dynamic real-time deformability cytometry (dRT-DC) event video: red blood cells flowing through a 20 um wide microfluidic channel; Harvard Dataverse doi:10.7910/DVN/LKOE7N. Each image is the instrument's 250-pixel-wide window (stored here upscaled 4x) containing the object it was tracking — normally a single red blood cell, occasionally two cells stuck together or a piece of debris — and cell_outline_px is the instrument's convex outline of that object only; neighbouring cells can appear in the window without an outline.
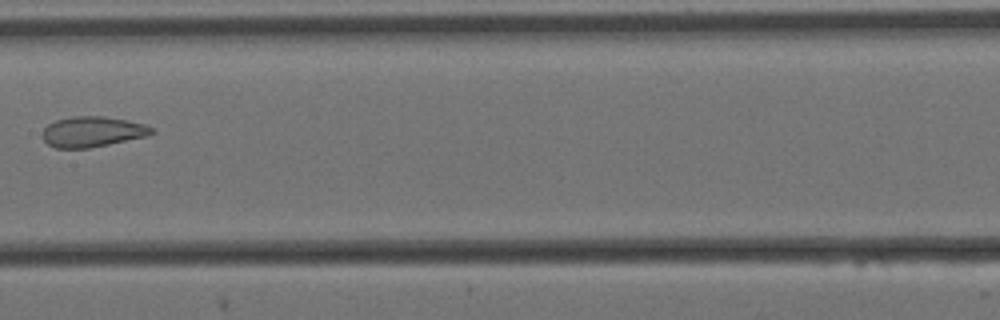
{"species": "Egyptian fruit bat (a non-hibernating species)", "species_latin": "Rousettus aegyptiacus", "temperature_condition": "cold", "stored_images_in_passage": 12, "camera_frame_rate_fps": 3000, "um_per_image_px": 0.085, "animal": {"sex": "female"}, "frame": {"image": 1, "passage_image": 7, "time_ms": 2.0, "image_size_px": [1000, 320], "cell_outline_px": [[152, 132], [148, 136], [88, 148], [56, 148], [48, 144], [40, 136], [40, 132], [48, 124], [56, 120], [72, 116], [104, 116], [148, 124], [152, 128]], "centroid_in_image_um": [7.82, 11.19], "position_along_channel_um": 199.6, "area_um2": 19.48}}
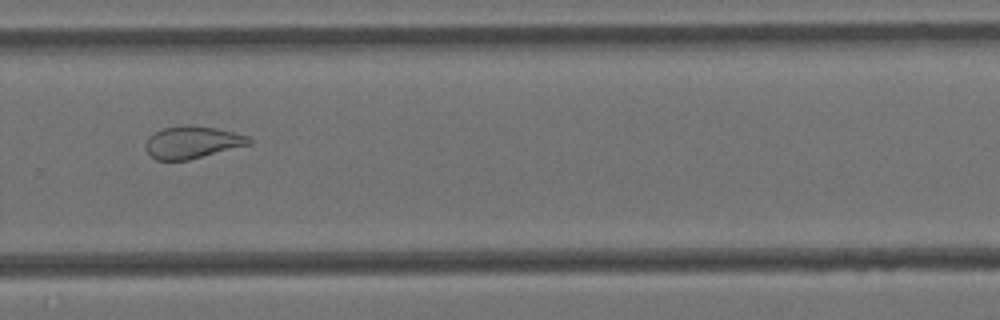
{"frame": {"image": 2, "passage_image": 10, "time_ms": 3.0, "image_size_px": [1000, 320], "cell_outline_px": [[252, 144], [188, 160], [156, 160], [144, 148], [144, 144], [148, 136], [152, 132], [164, 128], [188, 124], [216, 128], [248, 136], [252, 140]], "centroid_in_image_um": [16.31, 12.09], "position_along_channel_um": 313.5, "area_um2": 19.59}}
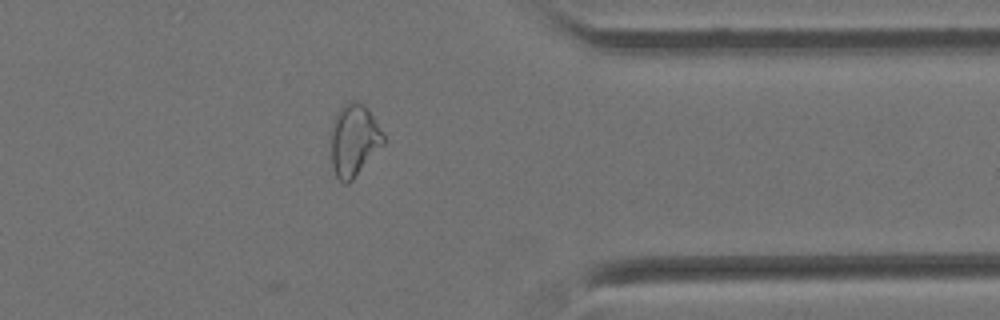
{"frame": {"image": 3, "passage_image": 12, "time_ms": 3.667, "image_size_px": [1000, 320], "cell_outline_px": [[384, 144], [352, 180], [348, 184], [344, 184], [336, 176], [332, 168], [328, 132], [332, 120], [336, 112], [348, 100], [356, 100], [364, 104], [384, 132]], "centroid_in_image_um": [30.03, 11.89], "position_along_channel_um": 381.4, "area_um2": 22.83}}